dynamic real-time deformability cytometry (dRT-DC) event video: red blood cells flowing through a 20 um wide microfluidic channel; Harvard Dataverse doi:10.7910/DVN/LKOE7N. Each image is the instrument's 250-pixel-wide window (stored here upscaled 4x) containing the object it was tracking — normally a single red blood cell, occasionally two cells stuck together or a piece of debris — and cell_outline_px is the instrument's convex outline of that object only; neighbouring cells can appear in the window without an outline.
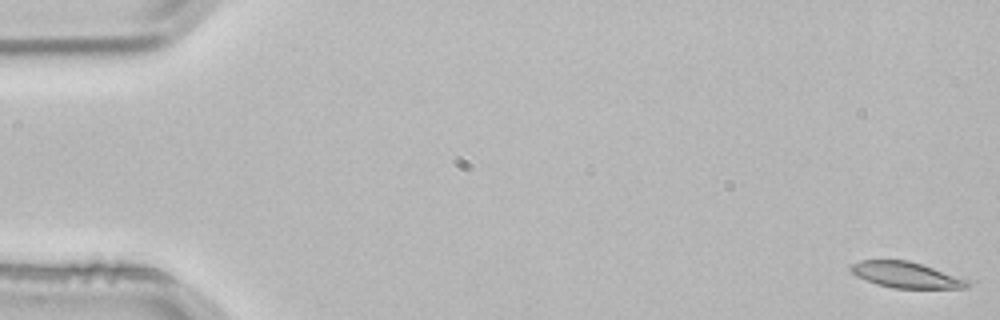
{"species": "common noctule bat (a hibernating species)", "species_latin": "Nyctalus noctula", "temperature_condition": "room temperature", "stored_images_in_passage": 4, "camera_frame_rate_fps": 3000, "um_per_image_px": 0.085, "animal": {"sex": "male", "body_mass_g": 21.5, "forearm_length_mm": 52.0}, "frame": {"image": 1, "passage_image": 1, "time_ms": 0.0, "image_size_px": [1000, 320], "cell_outline_px": [[968, 288], [892, 288], [876, 284], [856, 276], [848, 268], [852, 264], [860, 260], [908, 260], [968, 280]], "centroid_in_image_um": [76.94, 23.37], "position_along_channel_um": 8.1, "area_um2": 17.34}}